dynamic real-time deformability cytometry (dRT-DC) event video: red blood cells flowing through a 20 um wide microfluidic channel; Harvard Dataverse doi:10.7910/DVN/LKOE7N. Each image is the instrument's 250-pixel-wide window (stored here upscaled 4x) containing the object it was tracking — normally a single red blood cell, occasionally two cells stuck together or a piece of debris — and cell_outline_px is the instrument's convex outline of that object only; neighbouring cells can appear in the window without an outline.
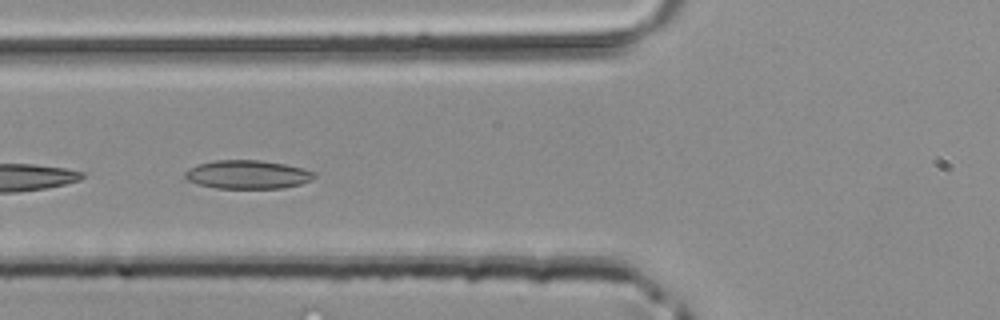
{"species": "common noctule bat (a hibernating species)", "species_latin": "Nyctalus noctula", "temperature_condition": "room temperature", "stored_images_in_passage": 6, "camera_frame_rate_fps": 3000, "um_per_image_px": 0.085, "animal": {"sex": "male", "body_mass_g": 20.4}, "frame": {"image": 1, "passage_image": 6, "time_ms": 1.667, "image_size_px": [1000, 320], "cell_outline_px": [[316, 176], [312, 180], [300, 184], [284, 188], [216, 188], [200, 184], [188, 180], [184, 176], [184, 172], [188, 168], [196, 164], [216, 160], [260, 160], [284, 164], [304, 168], [316, 172]], "centroid_in_image_um": [21.06, 14.83], "position_along_channel_um": 104.7, "area_um2": 21.62}}